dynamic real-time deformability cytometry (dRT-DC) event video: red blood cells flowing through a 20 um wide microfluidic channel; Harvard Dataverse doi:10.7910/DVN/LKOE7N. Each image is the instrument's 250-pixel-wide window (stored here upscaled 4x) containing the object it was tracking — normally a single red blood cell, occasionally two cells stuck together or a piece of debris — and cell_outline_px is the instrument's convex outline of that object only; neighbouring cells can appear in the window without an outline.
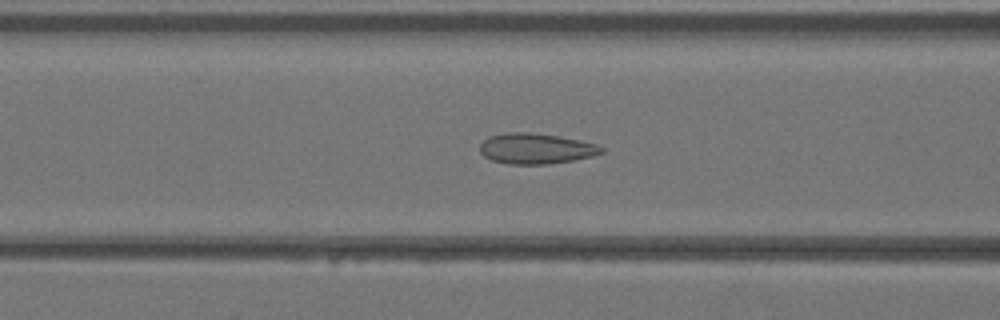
{"species": "Egyptian fruit bat (a non-hibernating species)", "species_latin": "Rousettus aegyptiacus", "temperature_condition": "warm", "stored_images_in_passage": 38, "camera_frame_rate_fps": 3000, "um_per_image_px": 0.085, "animal": {"sex": "female"}, "frame": {"image": 1, "passage_image": 16, "time_ms": 5.0, "image_size_px": [1000, 320], "cell_outline_px": [[604, 152], [592, 156], [572, 160], [548, 164], [508, 164], [492, 160], [484, 156], [480, 152], [480, 144], [488, 136], [504, 132], [528, 132], [560, 136], [580, 140], [596, 144], [604, 148]], "centroid_in_image_um": [45.54, 12.62], "position_along_channel_um": 121.1, "area_um2": 21.73}}
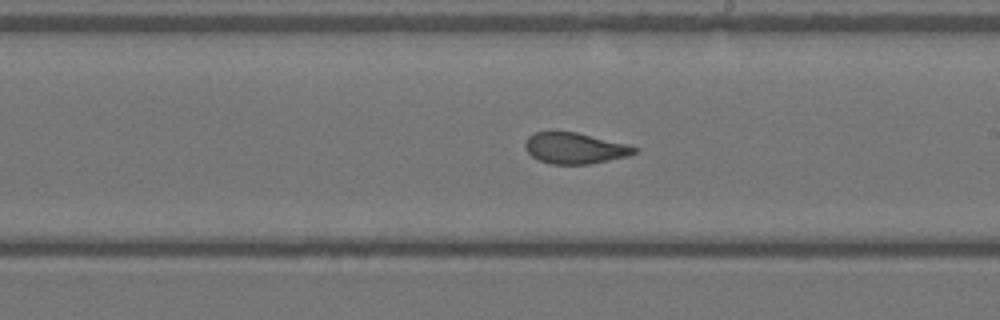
{"frame": {"image": 2, "passage_image": 23, "time_ms": 7.333, "image_size_px": [1000, 320], "cell_outline_px": [[636, 152], [628, 156], [588, 164], [552, 164], [540, 160], [532, 156], [524, 148], [524, 144], [528, 136], [536, 132], [576, 132], [624, 144], [636, 148]], "centroid_in_image_um": [48.8, 12.6], "position_along_channel_um": 240.2, "area_um2": 19.31}}
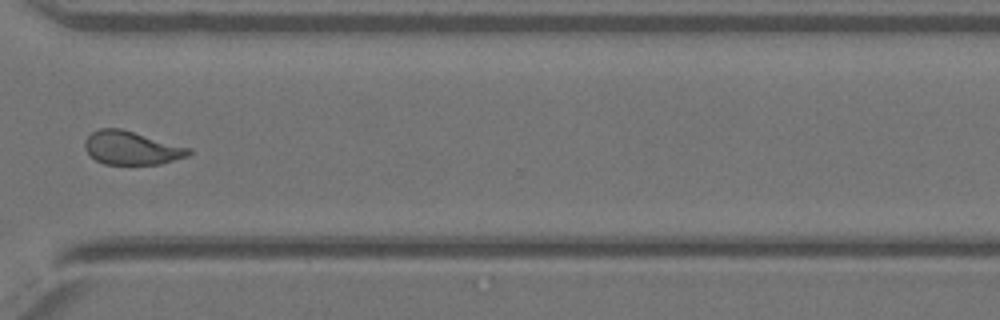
{"frame": {"image": 3, "passage_image": 30, "time_ms": 9.667, "image_size_px": [1000, 320], "cell_outline_px": [[192, 152], [188, 156], [160, 164], [104, 164], [96, 160], [84, 148], [84, 140], [92, 132], [100, 128], [120, 128], [192, 148]], "centroid_in_image_um": [11.19, 12.57], "position_along_channel_um": 359.4, "area_um2": 20.23}}